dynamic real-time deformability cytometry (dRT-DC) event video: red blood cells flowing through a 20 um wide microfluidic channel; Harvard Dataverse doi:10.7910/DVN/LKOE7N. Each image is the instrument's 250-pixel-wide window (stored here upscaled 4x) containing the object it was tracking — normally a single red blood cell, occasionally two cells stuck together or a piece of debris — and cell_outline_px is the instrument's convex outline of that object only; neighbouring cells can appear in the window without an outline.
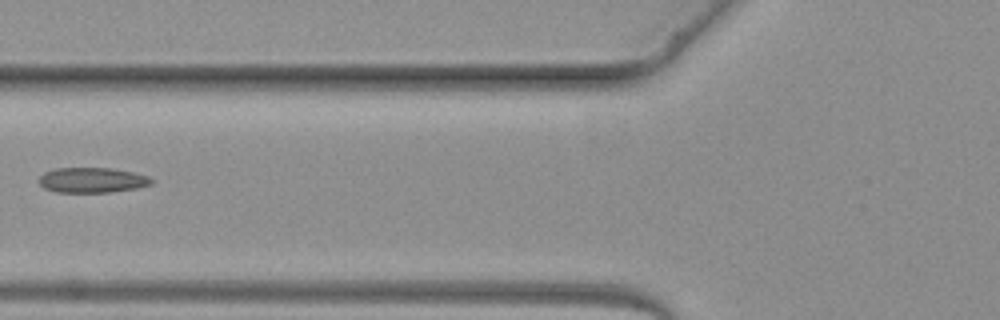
{"species": "common noctule bat (a hibernating species)", "species_latin": "Nyctalus noctula", "temperature_condition": "warm", "stored_images_in_passage": 2, "camera_frame_rate_fps": 3000, "um_per_image_px": 0.085, "animal": {"sex": "female", "body_mass_g": 19.3, "forearm_length_mm": 54.1}, "frame": {"image": 1, "passage_image": 2, "time_ms": 1.333, "image_size_px": [1000, 320], "cell_outline_px": [[152, 184], [136, 188], [108, 192], [56, 192], [44, 188], [36, 180], [44, 172], [56, 168], [112, 168], [132, 172], [148, 176], [152, 180]], "centroid_in_image_um": [7.78, 15.3], "position_along_channel_um": 118.0, "area_um2": 16.47}}